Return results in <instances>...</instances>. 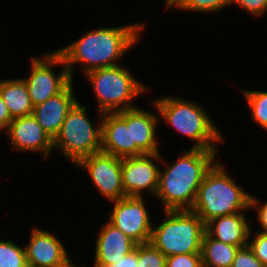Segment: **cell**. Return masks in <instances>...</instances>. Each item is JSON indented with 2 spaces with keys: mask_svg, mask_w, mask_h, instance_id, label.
<instances>
[{
  "mask_svg": "<svg viewBox=\"0 0 267 267\" xmlns=\"http://www.w3.org/2000/svg\"><path fill=\"white\" fill-rule=\"evenodd\" d=\"M144 27L143 23H133L120 27L98 28L86 32L75 42L56 51L63 57L73 80V68L77 63H83L84 74L95 69L119 65L118 60L139 42Z\"/></svg>",
  "mask_w": 267,
  "mask_h": 267,
  "instance_id": "6da1fadb",
  "label": "cell"
},
{
  "mask_svg": "<svg viewBox=\"0 0 267 267\" xmlns=\"http://www.w3.org/2000/svg\"><path fill=\"white\" fill-rule=\"evenodd\" d=\"M216 153L217 150L190 148L170 164L161 157L160 162L168 168L159 169L155 196L160 199L164 211L192 209L206 173L217 162Z\"/></svg>",
  "mask_w": 267,
  "mask_h": 267,
  "instance_id": "7a4b0ae2",
  "label": "cell"
},
{
  "mask_svg": "<svg viewBox=\"0 0 267 267\" xmlns=\"http://www.w3.org/2000/svg\"><path fill=\"white\" fill-rule=\"evenodd\" d=\"M251 195L236 184L220 162H216L206 173L191 210L206 224L213 218L250 209Z\"/></svg>",
  "mask_w": 267,
  "mask_h": 267,
  "instance_id": "3957f363",
  "label": "cell"
},
{
  "mask_svg": "<svg viewBox=\"0 0 267 267\" xmlns=\"http://www.w3.org/2000/svg\"><path fill=\"white\" fill-rule=\"evenodd\" d=\"M152 104L157 108L160 118L170 127L196 141L192 148L217 150L215 143L224 142L221 130L216 127L206 109L197 102L164 96L155 99Z\"/></svg>",
  "mask_w": 267,
  "mask_h": 267,
  "instance_id": "277c9868",
  "label": "cell"
},
{
  "mask_svg": "<svg viewBox=\"0 0 267 267\" xmlns=\"http://www.w3.org/2000/svg\"><path fill=\"white\" fill-rule=\"evenodd\" d=\"M165 220L152 227L150 243L166 257L201 253L205 223L192 210H168Z\"/></svg>",
  "mask_w": 267,
  "mask_h": 267,
  "instance_id": "5b68a950",
  "label": "cell"
},
{
  "mask_svg": "<svg viewBox=\"0 0 267 267\" xmlns=\"http://www.w3.org/2000/svg\"><path fill=\"white\" fill-rule=\"evenodd\" d=\"M91 82L101 113H116L137 107L133 99L147 92L145 85L122 65L95 69L85 74Z\"/></svg>",
  "mask_w": 267,
  "mask_h": 267,
  "instance_id": "8992f818",
  "label": "cell"
},
{
  "mask_svg": "<svg viewBox=\"0 0 267 267\" xmlns=\"http://www.w3.org/2000/svg\"><path fill=\"white\" fill-rule=\"evenodd\" d=\"M86 108L78 101L69 111L60 131L53 139V149L56 148L73 164L101 151L103 113L100 112L99 123L94 127L93 121L87 116Z\"/></svg>",
  "mask_w": 267,
  "mask_h": 267,
  "instance_id": "52a82bcc",
  "label": "cell"
},
{
  "mask_svg": "<svg viewBox=\"0 0 267 267\" xmlns=\"http://www.w3.org/2000/svg\"><path fill=\"white\" fill-rule=\"evenodd\" d=\"M41 57L32 58L29 77L23 78L33 106L61 93L73 82L63 57L56 50ZM56 64L63 68L59 75L52 70Z\"/></svg>",
  "mask_w": 267,
  "mask_h": 267,
  "instance_id": "ba28073f",
  "label": "cell"
},
{
  "mask_svg": "<svg viewBox=\"0 0 267 267\" xmlns=\"http://www.w3.org/2000/svg\"><path fill=\"white\" fill-rule=\"evenodd\" d=\"M86 170L88 176L107 200L126 197L122 181V158L102 151L81 159L76 166Z\"/></svg>",
  "mask_w": 267,
  "mask_h": 267,
  "instance_id": "9c48e42d",
  "label": "cell"
},
{
  "mask_svg": "<svg viewBox=\"0 0 267 267\" xmlns=\"http://www.w3.org/2000/svg\"><path fill=\"white\" fill-rule=\"evenodd\" d=\"M113 202L109 222L137 244L148 243L152 227L148 209L143 197L126 196Z\"/></svg>",
  "mask_w": 267,
  "mask_h": 267,
  "instance_id": "30bf717a",
  "label": "cell"
},
{
  "mask_svg": "<svg viewBox=\"0 0 267 267\" xmlns=\"http://www.w3.org/2000/svg\"><path fill=\"white\" fill-rule=\"evenodd\" d=\"M160 153L142 154L122 158V181L125 196L142 197V191L155 196L158 188Z\"/></svg>",
  "mask_w": 267,
  "mask_h": 267,
  "instance_id": "8fae6325",
  "label": "cell"
},
{
  "mask_svg": "<svg viewBox=\"0 0 267 267\" xmlns=\"http://www.w3.org/2000/svg\"><path fill=\"white\" fill-rule=\"evenodd\" d=\"M101 151L120 158L136 156L132 143L131 109L103 113L101 121Z\"/></svg>",
  "mask_w": 267,
  "mask_h": 267,
  "instance_id": "7c38bea8",
  "label": "cell"
},
{
  "mask_svg": "<svg viewBox=\"0 0 267 267\" xmlns=\"http://www.w3.org/2000/svg\"><path fill=\"white\" fill-rule=\"evenodd\" d=\"M6 131L10 144L16 151H38L47 158L54 150L53 139L43 130L33 115L14 118Z\"/></svg>",
  "mask_w": 267,
  "mask_h": 267,
  "instance_id": "4fadbf2b",
  "label": "cell"
},
{
  "mask_svg": "<svg viewBox=\"0 0 267 267\" xmlns=\"http://www.w3.org/2000/svg\"><path fill=\"white\" fill-rule=\"evenodd\" d=\"M24 247L28 267H61L69 260L61 240L49 231L34 227Z\"/></svg>",
  "mask_w": 267,
  "mask_h": 267,
  "instance_id": "5bb4252c",
  "label": "cell"
},
{
  "mask_svg": "<svg viewBox=\"0 0 267 267\" xmlns=\"http://www.w3.org/2000/svg\"><path fill=\"white\" fill-rule=\"evenodd\" d=\"M100 230L95 244L94 267L115 265L135 250L137 243L109 221Z\"/></svg>",
  "mask_w": 267,
  "mask_h": 267,
  "instance_id": "9a60e30c",
  "label": "cell"
},
{
  "mask_svg": "<svg viewBox=\"0 0 267 267\" xmlns=\"http://www.w3.org/2000/svg\"><path fill=\"white\" fill-rule=\"evenodd\" d=\"M71 82L61 93L33 108L32 115L43 130L54 139L72 107L78 102Z\"/></svg>",
  "mask_w": 267,
  "mask_h": 267,
  "instance_id": "2e32d148",
  "label": "cell"
},
{
  "mask_svg": "<svg viewBox=\"0 0 267 267\" xmlns=\"http://www.w3.org/2000/svg\"><path fill=\"white\" fill-rule=\"evenodd\" d=\"M252 231L244 212L216 217L205 224L210 237L240 248L248 245Z\"/></svg>",
  "mask_w": 267,
  "mask_h": 267,
  "instance_id": "e0dca14e",
  "label": "cell"
},
{
  "mask_svg": "<svg viewBox=\"0 0 267 267\" xmlns=\"http://www.w3.org/2000/svg\"><path fill=\"white\" fill-rule=\"evenodd\" d=\"M159 113L135 107L131 109V135L132 143L136 144V156L159 152L156 135L159 124Z\"/></svg>",
  "mask_w": 267,
  "mask_h": 267,
  "instance_id": "ac0fdd59",
  "label": "cell"
},
{
  "mask_svg": "<svg viewBox=\"0 0 267 267\" xmlns=\"http://www.w3.org/2000/svg\"><path fill=\"white\" fill-rule=\"evenodd\" d=\"M0 94L13 119L32 115L34 106L23 78L0 80Z\"/></svg>",
  "mask_w": 267,
  "mask_h": 267,
  "instance_id": "d6986e66",
  "label": "cell"
},
{
  "mask_svg": "<svg viewBox=\"0 0 267 267\" xmlns=\"http://www.w3.org/2000/svg\"><path fill=\"white\" fill-rule=\"evenodd\" d=\"M240 247L221 242L204 233L201 244L203 267H232Z\"/></svg>",
  "mask_w": 267,
  "mask_h": 267,
  "instance_id": "ffe728a7",
  "label": "cell"
},
{
  "mask_svg": "<svg viewBox=\"0 0 267 267\" xmlns=\"http://www.w3.org/2000/svg\"><path fill=\"white\" fill-rule=\"evenodd\" d=\"M240 90L243 91L251 109L252 119L267 131V91Z\"/></svg>",
  "mask_w": 267,
  "mask_h": 267,
  "instance_id": "44dd1931",
  "label": "cell"
},
{
  "mask_svg": "<svg viewBox=\"0 0 267 267\" xmlns=\"http://www.w3.org/2000/svg\"><path fill=\"white\" fill-rule=\"evenodd\" d=\"M0 267H28L25 248L0 240Z\"/></svg>",
  "mask_w": 267,
  "mask_h": 267,
  "instance_id": "7402d4cb",
  "label": "cell"
},
{
  "mask_svg": "<svg viewBox=\"0 0 267 267\" xmlns=\"http://www.w3.org/2000/svg\"><path fill=\"white\" fill-rule=\"evenodd\" d=\"M166 256L150 242L138 244L137 267H165Z\"/></svg>",
  "mask_w": 267,
  "mask_h": 267,
  "instance_id": "603a6c76",
  "label": "cell"
},
{
  "mask_svg": "<svg viewBox=\"0 0 267 267\" xmlns=\"http://www.w3.org/2000/svg\"><path fill=\"white\" fill-rule=\"evenodd\" d=\"M230 6V0H187L179 9L201 13H215Z\"/></svg>",
  "mask_w": 267,
  "mask_h": 267,
  "instance_id": "cb8c5ba5",
  "label": "cell"
},
{
  "mask_svg": "<svg viewBox=\"0 0 267 267\" xmlns=\"http://www.w3.org/2000/svg\"><path fill=\"white\" fill-rule=\"evenodd\" d=\"M165 267H203L201 253L168 256Z\"/></svg>",
  "mask_w": 267,
  "mask_h": 267,
  "instance_id": "d4e9b609",
  "label": "cell"
},
{
  "mask_svg": "<svg viewBox=\"0 0 267 267\" xmlns=\"http://www.w3.org/2000/svg\"><path fill=\"white\" fill-rule=\"evenodd\" d=\"M232 267H265L254 255L247 245L238 249Z\"/></svg>",
  "mask_w": 267,
  "mask_h": 267,
  "instance_id": "484cf974",
  "label": "cell"
},
{
  "mask_svg": "<svg viewBox=\"0 0 267 267\" xmlns=\"http://www.w3.org/2000/svg\"><path fill=\"white\" fill-rule=\"evenodd\" d=\"M248 246L253 250L255 257L267 267V233L257 232Z\"/></svg>",
  "mask_w": 267,
  "mask_h": 267,
  "instance_id": "4316f807",
  "label": "cell"
},
{
  "mask_svg": "<svg viewBox=\"0 0 267 267\" xmlns=\"http://www.w3.org/2000/svg\"><path fill=\"white\" fill-rule=\"evenodd\" d=\"M232 4L239 5L253 17L262 16L267 11V0H230V5Z\"/></svg>",
  "mask_w": 267,
  "mask_h": 267,
  "instance_id": "83f0119b",
  "label": "cell"
},
{
  "mask_svg": "<svg viewBox=\"0 0 267 267\" xmlns=\"http://www.w3.org/2000/svg\"><path fill=\"white\" fill-rule=\"evenodd\" d=\"M260 204L259 199L256 196L251 195L250 199V208H254V211L256 209V212L258 214V222H260V225L262 228L260 229L262 233H267V202H265L263 205L258 206Z\"/></svg>",
  "mask_w": 267,
  "mask_h": 267,
  "instance_id": "f1b7e54d",
  "label": "cell"
},
{
  "mask_svg": "<svg viewBox=\"0 0 267 267\" xmlns=\"http://www.w3.org/2000/svg\"><path fill=\"white\" fill-rule=\"evenodd\" d=\"M137 263H138V244L134 251L124 256L115 265L106 267H137Z\"/></svg>",
  "mask_w": 267,
  "mask_h": 267,
  "instance_id": "f546056e",
  "label": "cell"
},
{
  "mask_svg": "<svg viewBox=\"0 0 267 267\" xmlns=\"http://www.w3.org/2000/svg\"><path fill=\"white\" fill-rule=\"evenodd\" d=\"M12 120L13 118L8 110V107L5 105L0 94V130H6Z\"/></svg>",
  "mask_w": 267,
  "mask_h": 267,
  "instance_id": "4dcf8cb0",
  "label": "cell"
},
{
  "mask_svg": "<svg viewBox=\"0 0 267 267\" xmlns=\"http://www.w3.org/2000/svg\"><path fill=\"white\" fill-rule=\"evenodd\" d=\"M187 0H165V5L169 8H180Z\"/></svg>",
  "mask_w": 267,
  "mask_h": 267,
  "instance_id": "1f68e13d",
  "label": "cell"
},
{
  "mask_svg": "<svg viewBox=\"0 0 267 267\" xmlns=\"http://www.w3.org/2000/svg\"><path fill=\"white\" fill-rule=\"evenodd\" d=\"M61 267H80V266H76L75 264L73 265L72 261L69 260L65 265H63ZM81 267H83V266H81Z\"/></svg>",
  "mask_w": 267,
  "mask_h": 267,
  "instance_id": "d6a6232c",
  "label": "cell"
}]
</instances>
